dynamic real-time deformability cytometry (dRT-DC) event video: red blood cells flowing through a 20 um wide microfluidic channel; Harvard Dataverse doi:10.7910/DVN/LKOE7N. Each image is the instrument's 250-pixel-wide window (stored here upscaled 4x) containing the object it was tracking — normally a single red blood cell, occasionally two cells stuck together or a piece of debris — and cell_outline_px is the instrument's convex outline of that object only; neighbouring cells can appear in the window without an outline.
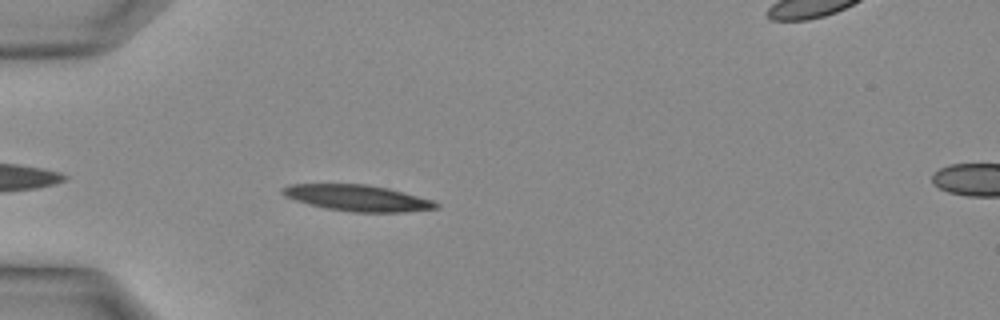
{"species": "Egyptian fruit bat (a non-hibernating species)", "species_latin": "Rousettus aegyptiacus", "temperature_condition": "warm", "stored_images_in_passage": 25, "camera_frame_rate_fps": 3000, "um_per_image_px": 0.085, "animal": {"sex": "female"}, "frame": {"image": 1, "passage_image": 2, "time_ms": 0.333, "image_size_px": [1000, 320], "cell_outline_px": [[440, 208], [404, 212], [352, 212], [328, 208], [296, 200], [284, 196], [280, 192], [280, 188], [288, 184], [368, 184], [388, 188], [432, 200], [440, 204]], "centroid_in_image_um": [30.39, 16.82], "position_along_channel_um": 54.6, "area_um2": 23.29}}
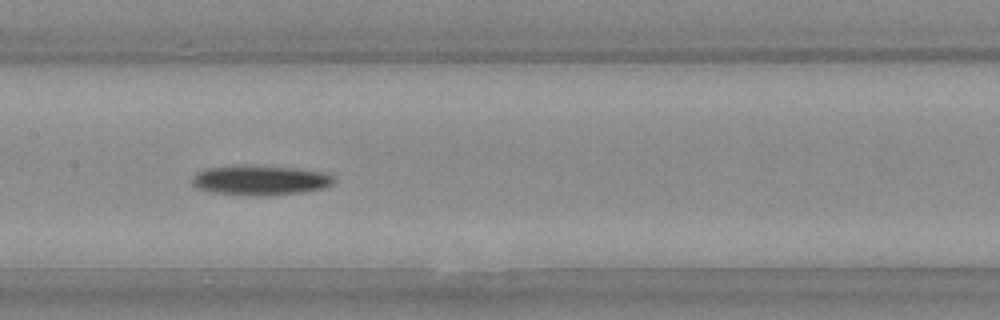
{"frame": {"image": 2, "passage_image": 9, "time_ms": 2.667, "image_size_px": [1000, 320], "cell_outline_px": [[336, 180], [332, 184], [324, 188], [304, 192], [260, 196], [256, 196], [212, 192], [196, 188], [192, 184], [192, 176], [196, 172], [204, 168], [300, 168], [324, 172], [336, 176]], "centroid_in_image_um": [22.18, 15.36], "position_along_channel_um": 185.2, "area_um2": 23.87}}
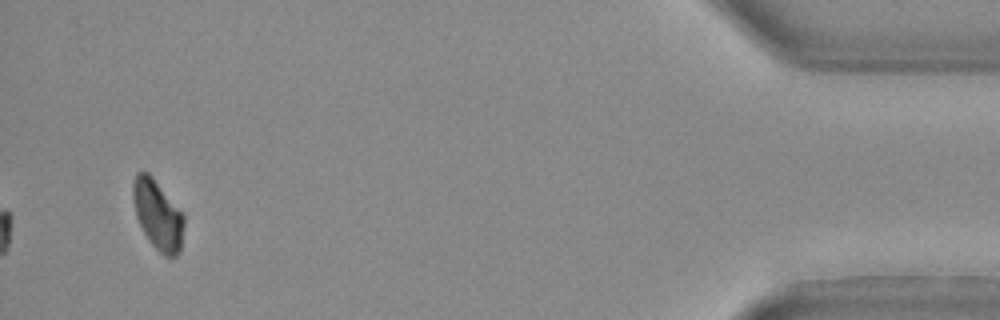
{"frame": {"image": 3, "passage_image": 24, "time_ms": 7.667, "image_size_px": [1000, 320], "cell_outline_px": [[184, 224], [180, 252], [176, 256], [164, 256], [152, 244], [144, 232], [136, 216], [132, 196], [132, 184], [136, 172], [148, 172], [152, 176], [184, 212]], "centroid_in_image_um": [13.42, 18.23], "position_along_channel_um": 421.8, "area_um2": 20.81}}